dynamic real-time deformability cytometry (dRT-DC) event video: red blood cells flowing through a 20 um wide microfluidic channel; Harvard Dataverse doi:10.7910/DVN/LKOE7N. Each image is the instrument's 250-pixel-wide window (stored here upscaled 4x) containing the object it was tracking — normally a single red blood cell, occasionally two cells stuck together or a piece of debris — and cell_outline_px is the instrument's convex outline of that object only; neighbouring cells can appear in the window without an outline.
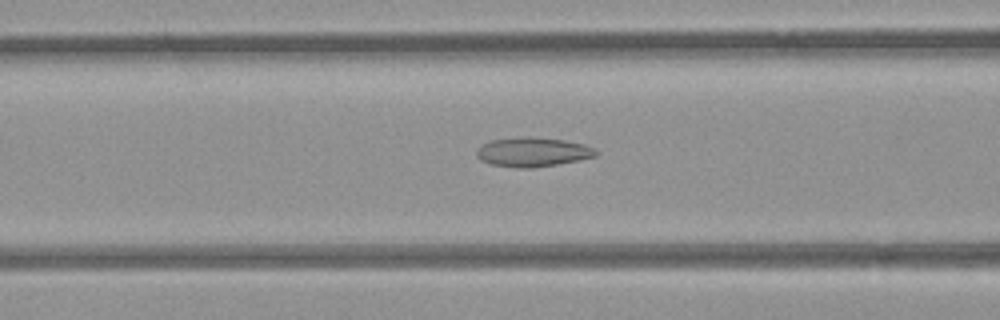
{"species": "common noctule bat (a hibernating species)", "species_latin": "Nyctalus noctula", "temperature_condition": "room temperature", "stored_images_in_passage": 50, "camera_frame_rate_fps": 3000, "um_per_image_px": 0.085, "animal": {"sex": "female", "body_mass_g": 21.9}, "frame": {"image": 1, "passage_image": 18, "time_ms": 5.667, "image_size_px": [1000, 320], "cell_outline_px": [[596, 156], [580, 160], [532, 168], [516, 168], [492, 164], [480, 160], [476, 156], [476, 148], [492, 140], [564, 140], [584, 144], [596, 148]], "centroid_in_image_um": [45.3, 12.98], "position_along_channel_um": 121.3, "area_um2": 19.31}}
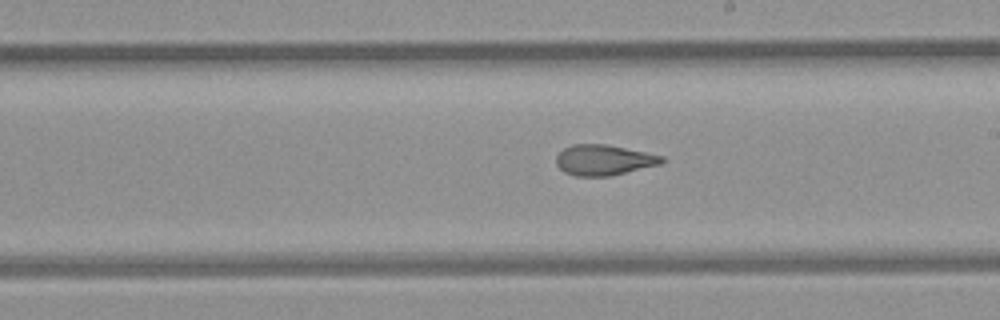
{"frame": {"image": 2, "passage_image": 27, "time_ms": 8.667, "image_size_px": [1000, 320], "cell_outline_px": [[664, 164], [612, 176], [576, 176], [564, 172], [556, 164], [556, 156], [564, 148], [572, 144], [604, 144], [664, 156]], "centroid_in_image_um": [51.35, 13.61], "position_along_channel_um": 237.7, "area_um2": 18.9}}
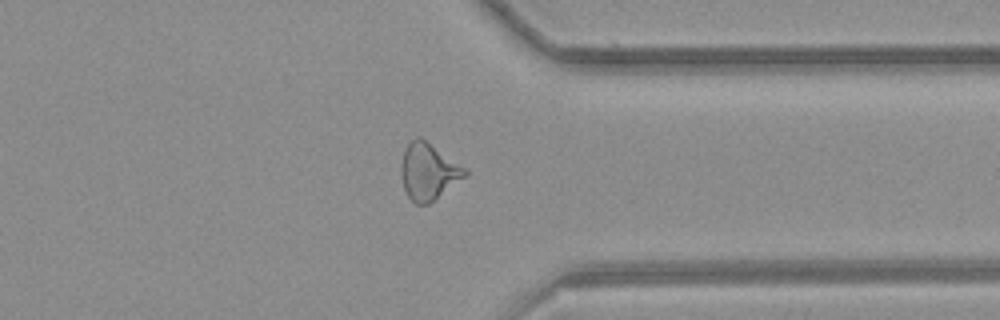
{"frame": {"image": 3, "passage_image": 38, "time_ms": 12.333, "image_size_px": [1000, 320], "cell_outline_px": [[468, 172], [464, 176], [428, 204], [416, 204], [408, 196], [404, 188], [400, 172], [400, 164], [404, 152], [408, 144], [416, 136], [420, 136], [468, 168]], "centroid_in_image_um": [36.4, 14.54], "position_along_channel_um": 375.0, "area_um2": 20.87}, "authors_computed_cell_mechanics": {"area_um2": 20.3167, "velocity_mm_per_s": 3.8699, "shape_relaxation_time_tau1_ms": null, "shape_relaxation_time_tau2_ms": 2.0877, "deformation_change_tau1": null, "deformation_change_tau2": 0.0996}}